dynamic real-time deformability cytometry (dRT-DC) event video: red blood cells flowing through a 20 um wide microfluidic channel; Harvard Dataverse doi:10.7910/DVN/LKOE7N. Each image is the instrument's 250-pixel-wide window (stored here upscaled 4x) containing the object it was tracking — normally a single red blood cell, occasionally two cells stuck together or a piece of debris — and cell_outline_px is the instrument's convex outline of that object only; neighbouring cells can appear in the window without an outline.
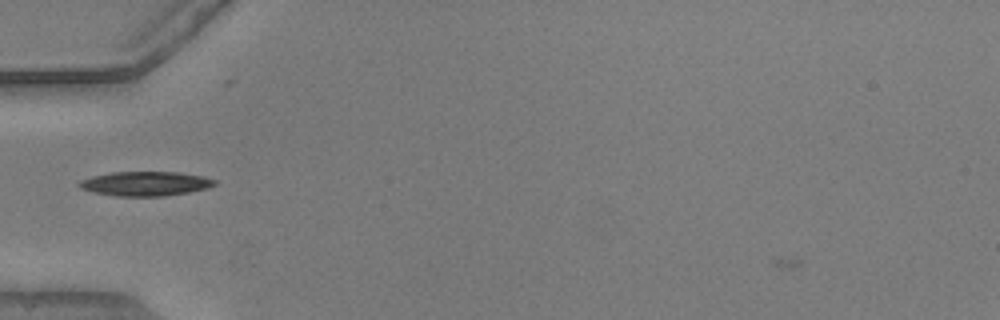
{"species": "common noctule bat (a hibernating species)", "species_latin": "Nyctalus noctula", "temperature_condition": "warm", "stored_images_in_passage": 33, "camera_frame_rate_fps": 3000, "um_per_image_px": 0.085, "animal": {"sex": "male", "body_mass_g": 20.5, "forearm_length_mm": 52.5}, "frame": {"image": 1, "passage_image": 1, "time_ms": 0.0, "image_size_px": [1000, 320], "cell_outline_px": [[216, 184], [208, 188], [188, 192], [164, 196], [116, 196], [96, 192], [80, 188], [76, 184], [80, 180], [92, 176], [112, 172], [176, 172], [204, 176], [216, 180]], "centroid_in_image_um": [12.36, 15.6], "position_along_channel_um": 72.6, "area_um2": 19.19}}
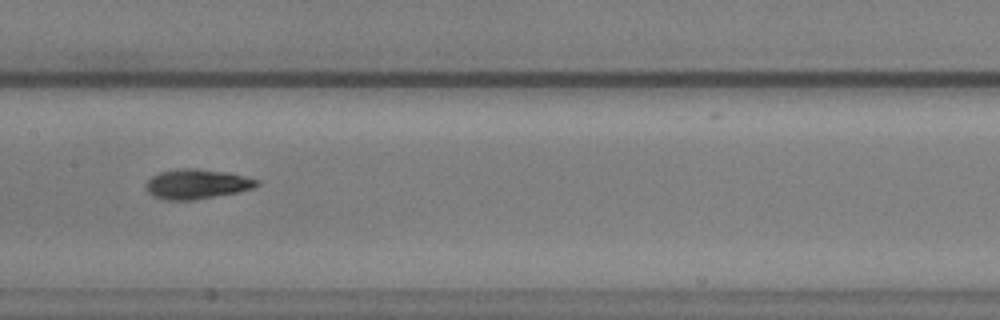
{"frame": {"image": 2, "passage_image": 10, "time_ms": 3.0, "image_size_px": [1000, 320], "cell_outline_px": [[260, 184], [252, 188], [236, 192], [192, 200], [168, 200], [152, 196], [144, 188], [144, 184], [152, 176], [160, 172], [176, 168], [196, 168], [224, 172], [244, 176], [260, 180]], "centroid_in_image_um": [16.67, 15.63], "position_along_channel_um": 190.7, "area_um2": 19.19}}
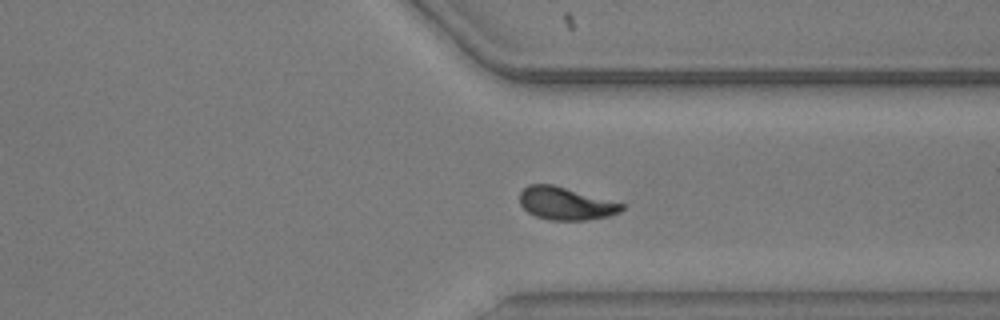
{"frame": {"image": 3, "passage_image": 20, "time_ms": 6.333, "image_size_px": [1000, 320], "cell_outline_px": [[624, 208], [620, 212], [608, 216], [588, 220], [552, 220], [536, 216], [528, 212], [520, 204], [520, 192], [528, 184], [552, 184], [624, 204]], "centroid_in_image_um": [48.07, 17.3], "position_along_channel_um": 363.3, "area_um2": 19.25}, "authors_computed_cell_mechanics": {"area_um2": 18.785, "velocity_mm_per_s": 3.9161, "shape_relaxation_time_tau1_ms": 3.4153, "shape_relaxation_time_tau2_ms": 1.8056, "deformation_change_tau1": 0.1625, "deformation_change_tau2": 0.0824}}